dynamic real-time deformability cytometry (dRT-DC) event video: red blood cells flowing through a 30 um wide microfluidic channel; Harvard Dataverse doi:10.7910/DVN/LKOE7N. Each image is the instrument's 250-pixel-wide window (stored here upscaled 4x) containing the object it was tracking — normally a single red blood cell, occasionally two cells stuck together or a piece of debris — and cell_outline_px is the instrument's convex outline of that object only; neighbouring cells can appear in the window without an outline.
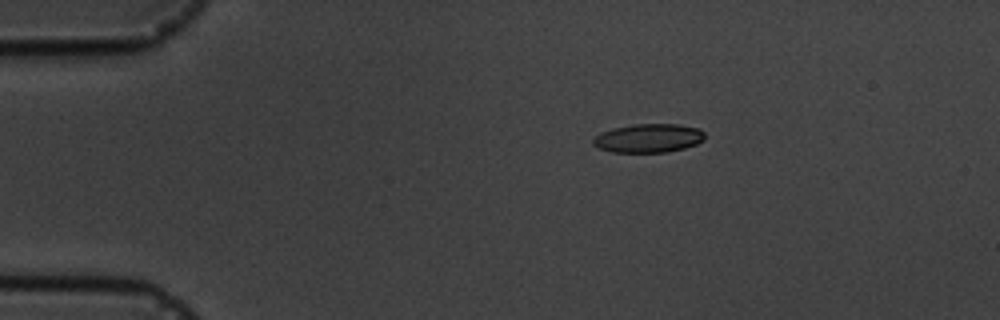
{"species": "common noctule bat (a hibernating species)", "species_latin": "Nyctalus noctula", "temperature_condition": "cold", "stored_images_in_passage": 2, "camera_frame_rate_fps": 3000, "um_per_image_px": 0.085, "animal": {"sex": "male", "body_mass_g": 19.5, "forearm_length_mm": 54.6}, "frame": {"image": 1, "passage_image": 1, "time_ms": 0.0, "image_size_px": [1000, 320], "cell_outline_px": [[704, 140], [696, 144], [684, 148], [668, 152], [612, 152], [600, 148], [592, 144], [592, 140], [600, 132], [612, 128], [632, 124], [680, 124], [700, 128], [704, 132]], "centroid_in_image_um": [55.13, 11.73], "position_along_channel_um": 29.9, "area_um2": 18.84}}